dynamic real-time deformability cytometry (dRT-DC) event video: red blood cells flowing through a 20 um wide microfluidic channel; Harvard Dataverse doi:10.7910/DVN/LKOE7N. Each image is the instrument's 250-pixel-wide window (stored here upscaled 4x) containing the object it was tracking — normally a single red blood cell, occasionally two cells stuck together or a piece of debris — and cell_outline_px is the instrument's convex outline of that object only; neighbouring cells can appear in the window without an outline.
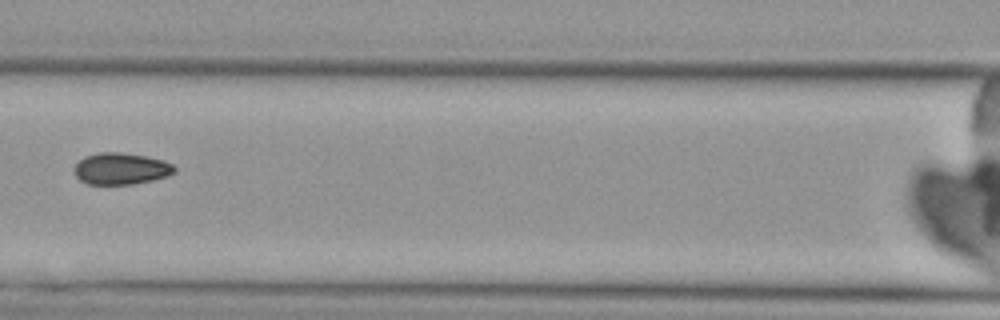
{"species": "Egyptian fruit bat (a non-hibernating species)", "species_latin": "Rousettus aegyptiacus", "temperature_condition": "cold", "stored_images_in_passage": 6, "camera_frame_rate_fps": 3000, "um_per_image_px": 0.085, "animal": {"sex": "female"}, "frame": {"image": 1, "passage_image": 6, "time_ms": 5.667, "image_size_px": [1000, 320], "cell_outline_px": [[176, 172], [168, 176], [152, 180], [132, 184], [88, 184], [80, 180], [76, 176], [72, 168], [84, 156], [100, 152], [120, 152], [144, 156], [164, 160], [172, 164], [176, 168]], "centroid_in_image_um": [10.28, 14.33], "position_along_channel_um": 156.3, "area_um2": 18.55}}